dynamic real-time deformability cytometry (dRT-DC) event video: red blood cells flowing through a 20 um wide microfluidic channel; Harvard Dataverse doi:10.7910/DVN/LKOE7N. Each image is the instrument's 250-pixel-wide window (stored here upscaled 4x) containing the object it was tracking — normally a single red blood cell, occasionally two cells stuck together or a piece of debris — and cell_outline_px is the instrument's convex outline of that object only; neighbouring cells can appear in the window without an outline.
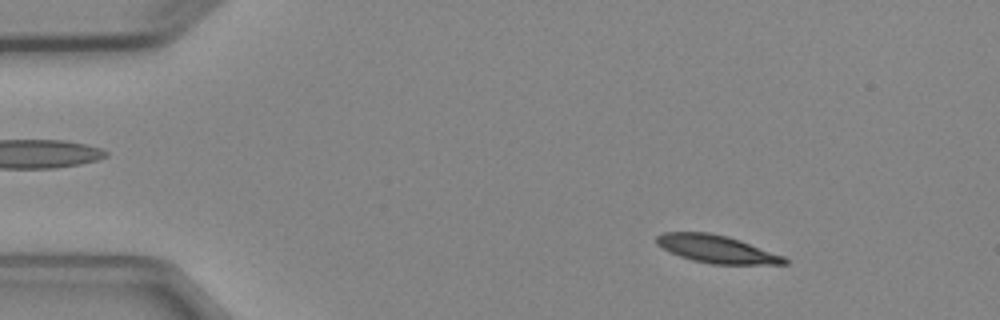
{"species": "Egyptian fruit bat (a non-hibernating species)", "species_latin": "Rousettus aegyptiacus", "temperature_condition": "cold", "stored_images_in_passage": 4, "camera_frame_rate_fps": 3000, "um_per_image_px": 0.085, "animal": {"sex": "female"}, "frame": {"image": 1, "passage_image": 2, "time_ms": 1.333, "image_size_px": [1000, 320], "cell_outline_px": [[788, 264], [712, 264], [692, 260], [680, 256], [656, 244], [656, 236], [664, 232], [708, 232], [728, 236], [740, 240], [784, 256], [788, 260]], "centroid_in_image_um": [60.92, 21.16], "position_along_channel_um": 24.1, "area_um2": 20.52}}